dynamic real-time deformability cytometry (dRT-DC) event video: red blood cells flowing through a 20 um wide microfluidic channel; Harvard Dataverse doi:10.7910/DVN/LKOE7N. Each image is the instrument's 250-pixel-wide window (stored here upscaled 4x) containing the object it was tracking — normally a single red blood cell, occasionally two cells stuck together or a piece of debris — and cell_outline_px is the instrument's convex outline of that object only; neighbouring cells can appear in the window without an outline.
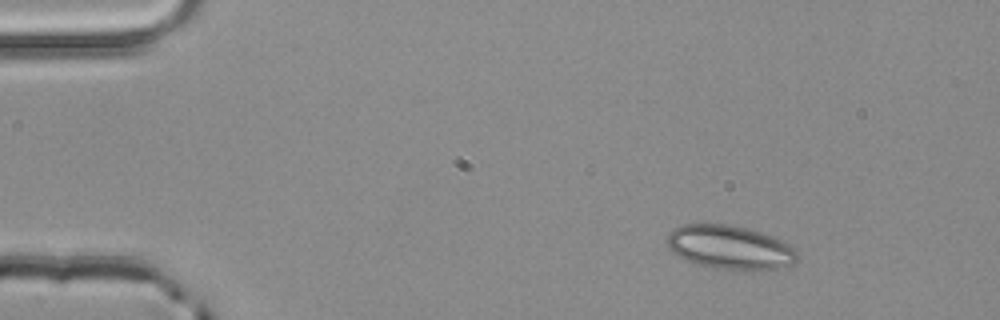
{"species": "common noctule bat (a hibernating species)", "species_latin": "Nyctalus noctula", "temperature_condition": "room temperature", "stored_images_in_passage": 3, "camera_frame_rate_fps": 3000, "um_per_image_px": 0.085, "animal": {"sex": "male", "body_mass_g": 20.4}, "frame": {"image": 1, "passage_image": 1, "time_ms": 0.0, "image_size_px": [1000, 320], "cell_outline_px": [[796, 260], [792, 264], [776, 268], [716, 268], [696, 264], [676, 256], [672, 252], [668, 244], [668, 232], [672, 228], [680, 224], [728, 224], [748, 228], [760, 232], [780, 240], [796, 248]], "centroid_in_image_um": [61.97, 20.99], "position_along_channel_um": 23.0, "area_um2": 32.71}}